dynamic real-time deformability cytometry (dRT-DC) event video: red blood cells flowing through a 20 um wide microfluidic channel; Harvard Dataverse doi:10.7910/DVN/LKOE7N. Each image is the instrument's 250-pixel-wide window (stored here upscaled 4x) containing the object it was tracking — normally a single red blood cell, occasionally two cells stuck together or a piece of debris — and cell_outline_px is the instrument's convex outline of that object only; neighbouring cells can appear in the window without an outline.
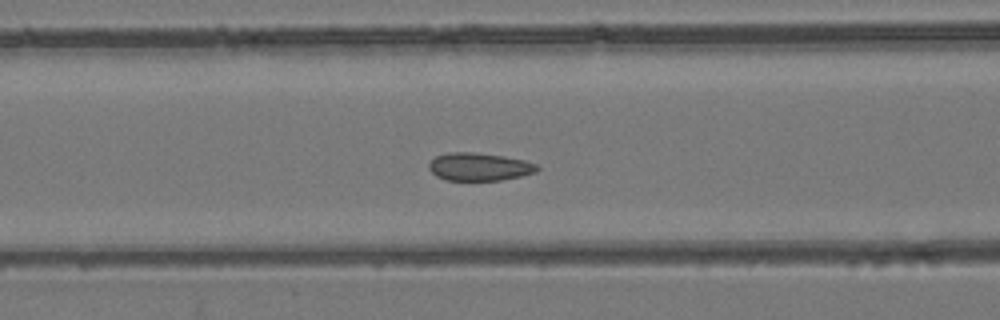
{"species": "common noctule bat (a hibernating species)", "species_latin": "Nyctalus noctula", "temperature_condition": "room temperature", "stored_images_in_passage": 47, "camera_frame_rate_fps": 3000, "um_per_image_px": 0.085, "animal": {"sex": "female", "body_mass_g": 24.6, "forearm_length_mm": 56.2}, "frame": {"image": 1, "passage_image": 15, "time_ms": 4.667, "image_size_px": [1000, 320], "cell_outline_px": [[540, 168], [536, 172], [520, 176], [500, 180], [448, 180], [436, 176], [428, 168], [428, 164], [436, 156], [448, 152], [472, 152], [504, 156], [524, 160], [536, 164]], "centroid_in_image_um": [40.73, 14.17], "position_along_channel_um": 125.9, "area_um2": 17.51}}
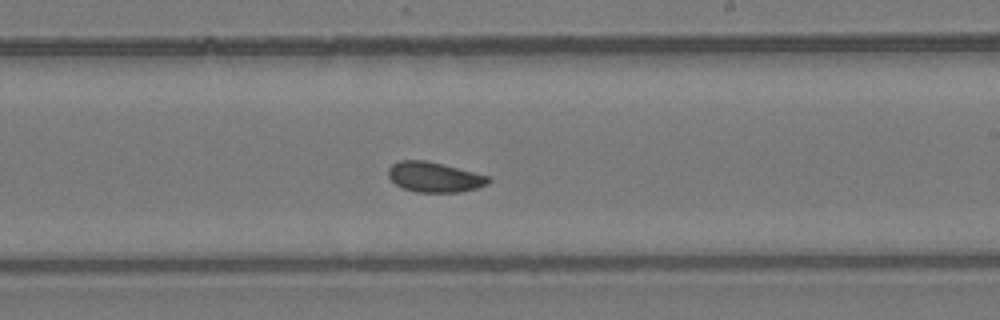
{"frame": {"image": 2, "passage_image": 25, "time_ms": 8.0, "image_size_px": [1000, 320], "cell_outline_px": [[492, 180], [488, 184], [476, 188], [460, 192], [416, 192], [404, 188], [396, 184], [388, 176], [388, 168], [392, 164], [400, 160], [424, 160], [488, 176]], "centroid_in_image_um": [36.9, 15.06], "position_along_channel_um": 252.1, "area_um2": 17.28}}
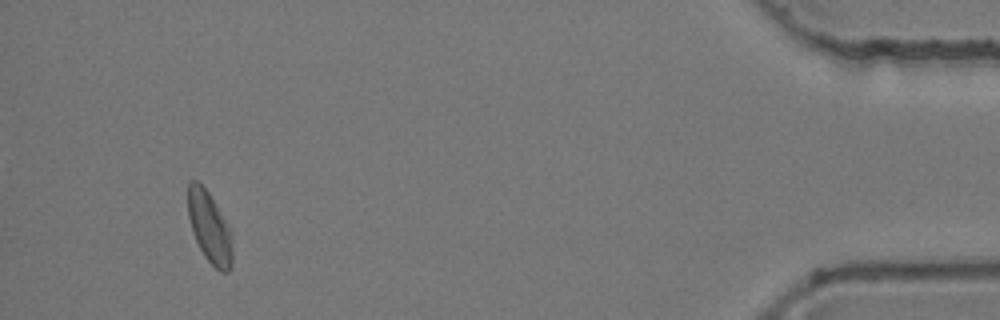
{"frame": {"image": 3, "passage_image": 44, "time_ms": 14.333, "image_size_px": [1000, 320], "cell_outline_px": [[232, 268], [228, 272], [220, 272], [204, 256], [192, 232], [188, 216], [188, 184], [192, 180], [196, 180], [208, 192], [228, 224], [232, 232]], "centroid_in_image_um": [17.83, 19.36], "position_along_channel_um": 417.4, "area_um2": 18.44}, "authors_computed_cell_mechanics": {"area_um2": 17.8024, "velocity_mm_per_s": 3.7958, "shape_relaxation_time_tau1_ms": null, "shape_relaxation_time_tau2_ms": 0.2882, "deformation_change_tau1": null, "deformation_change_tau2": 0.0551}}